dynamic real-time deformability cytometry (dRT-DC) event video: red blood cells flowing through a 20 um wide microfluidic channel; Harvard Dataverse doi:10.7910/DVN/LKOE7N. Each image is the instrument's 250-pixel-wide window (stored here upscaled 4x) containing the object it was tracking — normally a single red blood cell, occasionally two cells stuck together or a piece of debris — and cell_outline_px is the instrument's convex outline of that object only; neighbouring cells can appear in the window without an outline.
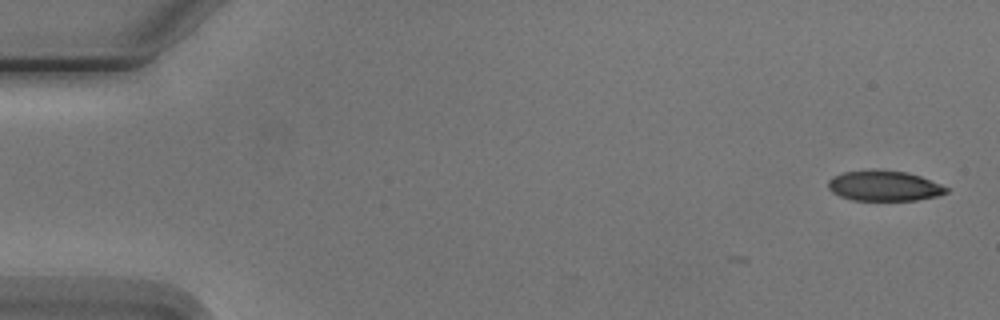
{"species": "Egyptian fruit bat (a non-hibernating species)", "species_latin": "Rousettus aegyptiacus", "temperature_condition": "cold", "stored_images_in_passage": 2, "camera_frame_rate_fps": 3000, "um_per_image_px": 0.085, "animal": {"sex": "male"}, "frame": {"image": 1, "passage_image": 2, "time_ms": 1.333, "image_size_px": [1000, 320], "cell_outline_px": [[948, 192], [936, 196], [916, 200], [852, 200], [840, 196], [832, 192], [828, 188], [828, 180], [832, 176], [844, 172], [872, 168], [876, 168], [908, 172], [920, 176], [940, 184], [948, 188]], "centroid_in_image_um": [75.11, 15.77], "position_along_channel_um": 9.9, "area_um2": 21.15}}